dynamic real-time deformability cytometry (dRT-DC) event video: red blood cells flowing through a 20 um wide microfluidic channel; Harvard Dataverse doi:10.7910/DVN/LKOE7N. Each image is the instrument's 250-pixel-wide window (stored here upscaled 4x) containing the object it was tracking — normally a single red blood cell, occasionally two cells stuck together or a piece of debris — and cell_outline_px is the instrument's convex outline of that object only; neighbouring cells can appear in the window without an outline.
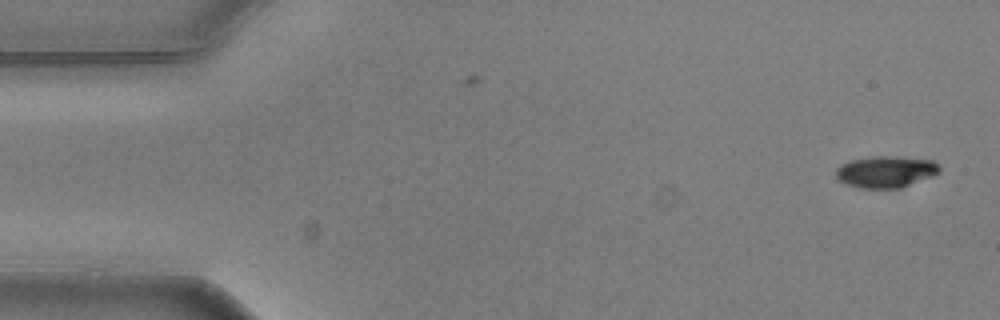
{"species": "common noctule bat (a hibernating species)", "species_latin": "Nyctalus noctula", "temperature_condition": "warm", "stored_images_in_passage": 2, "camera_frame_rate_fps": 3000, "um_per_image_px": 0.085, "animal": {"sex": "male", "body_mass_g": 20.5, "forearm_length_mm": 52.5}, "frame": {"image": 1, "passage_image": 2, "time_ms": 0.333, "image_size_px": [1000, 320], "cell_outline_px": [[940, 172], [932, 176], [900, 188], [860, 188], [844, 184], [836, 180], [836, 168], [840, 164], [852, 160], [872, 156], [896, 156], [932, 160], [940, 168]], "centroid_in_image_um": [75.24, 14.6], "position_along_channel_um": 9.8, "area_um2": 19.19}}